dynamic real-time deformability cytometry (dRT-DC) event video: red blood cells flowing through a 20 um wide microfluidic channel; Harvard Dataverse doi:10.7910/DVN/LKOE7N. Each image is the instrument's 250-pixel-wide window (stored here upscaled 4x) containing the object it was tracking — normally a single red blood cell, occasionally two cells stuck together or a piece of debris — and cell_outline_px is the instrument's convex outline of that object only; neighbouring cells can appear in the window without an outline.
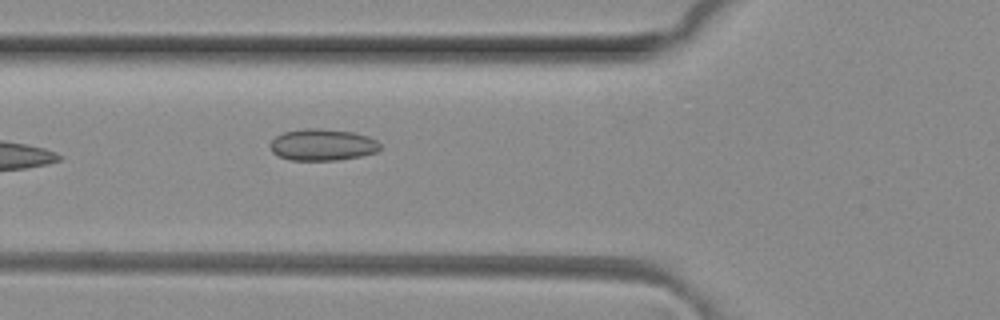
{"species": "common noctule bat (a hibernating species)", "species_latin": "Nyctalus noctula", "temperature_condition": "room temperature", "stored_images_in_passage": 6, "camera_frame_rate_fps": 3000, "um_per_image_px": 0.085, "animal": {"sex": "female", "body_mass_g": 29.2, "forearm_length_mm": 56.3}, "frame": {"image": 1, "passage_image": 6, "time_ms": 1.667, "image_size_px": [1000, 320], "cell_outline_px": [[380, 148], [376, 152], [360, 156], [336, 160], [292, 160], [280, 156], [272, 152], [268, 144], [276, 136], [284, 132], [304, 128], [320, 128], [352, 132], [368, 136], [376, 140], [380, 144]], "centroid_in_image_um": [27.39, 12.3], "position_along_channel_um": 98.4, "area_um2": 20.23}}